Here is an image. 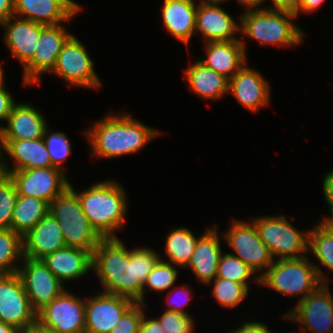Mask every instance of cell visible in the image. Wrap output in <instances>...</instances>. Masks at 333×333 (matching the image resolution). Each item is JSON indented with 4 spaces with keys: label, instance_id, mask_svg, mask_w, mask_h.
<instances>
[{
    "label": "cell",
    "instance_id": "8",
    "mask_svg": "<svg viewBox=\"0 0 333 333\" xmlns=\"http://www.w3.org/2000/svg\"><path fill=\"white\" fill-rule=\"evenodd\" d=\"M93 59L84 44L72 35L63 45L55 67L50 72L63 79L68 87L99 89L101 79L95 71Z\"/></svg>",
    "mask_w": 333,
    "mask_h": 333
},
{
    "label": "cell",
    "instance_id": "52",
    "mask_svg": "<svg viewBox=\"0 0 333 333\" xmlns=\"http://www.w3.org/2000/svg\"><path fill=\"white\" fill-rule=\"evenodd\" d=\"M0 333H18L11 325L0 321Z\"/></svg>",
    "mask_w": 333,
    "mask_h": 333
},
{
    "label": "cell",
    "instance_id": "36",
    "mask_svg": "<svg viewBox=\"0 0 333 333\" xmlns=\"http://www.w3.org/2000/svg\"><path fill=\"white\" fill-rule=\"evenodd\" d=\"M43 139L49 152L53 167L62 171L64 161L72 153V145L67 135L62 131H53L49 126L44 130Z\"/></svg>",
    "mask_w": 333,
    "mask_h": 333
},
{
    "label": "cell",
    "instance_id": "2",
    "mask_svg": "<svg viewBox=\"0 0 333 333\" xmlns=\"http://www.w3.org/2000/svg\"><path fill=\"white\" fill-rule=\"evenodd\" d=\"M84 135L95 158L112 159L134 154L160 135V130L134 119L127 112L107 113L96 120Z\"/></svg>",
    "mask_w": 333,
    "mask_h": 333
},
{
    "label": "cell",
    "instance_id": "37",
    "mask_svg": "<svg viewBox=\"0 0 333 333\" xmlns=\"http://www.w3.org/2000/svg\"><path fill=\"white\" fill-rule=\"evenodd\" d=\"M18 194L10 176L0 184V229H11Z\"/></svg>",
    "mask_w": 333,
    "mask_h": 333
},
{
    "label": "cell",
    "instance_id": "16",
    "mask_svg": "<svg viewBox=\"0 0 333 333\" xmlns=\"http://www.w3.org/2000/svg\"><path fill=\"white\" fill-rule=\"evenodd\" d=\"M134 303L129 298L103 291L85 298V333H110Z\"/></svg>",
    "mask_w": 333,
    "mask_h": 333
},
{
    "label": "cell",
    "instance_id": "27",
    "mask_svg": "<svg viewBox=\"0 0 333 333\" xmlns=\"http://www.w3.org/2000/svg\"><path fill=\"white\" fill-rule=\"evenodd\" d=\"M14 16L43 25H57L76 17L60 0H14Z\"/></svg>",
    "mask_w": 333,
    "mask_h": 333
},
{
    "label": "cell",
    "instance_id": "47",
    "mask_svg": "<svg viewBox=\"0 0 333 333\" xmlns=\"http://www.w3.org/2000/svg\"><path fill=\"white\" fill-rule=\"evenodd\" d=\"M14 16V0H0V23Z\"/></svg>",
    "mask_w": 333,
    "mask_h": 333
},
{
    "label": "cell",
    "instance_id": "34",
    "mask_svg": "<svg viewBox=\"0 0 333 333\" xmlns=\"http://www.w3.org/2000/svg\"><path fill=\"white\" fill-rule=\"evenodd\" d=\"M179 271L177 270V266L172 263L166 262L162 257L158 261V263L153 267L152 271L148 274L146 282L142 287V304H146L145 302V292L147 289L162 292L166 290H171L174 286L178 278ZM147 287V288H146Z\"/></svg>",
    "mask_w": 333,
    "mask_h": 333
},
{
    "label": "cell",
    "instance_id": "5",
    "mask_svg": "<svg viewBox=\"0 0 333 333\" xmlns=\"http://www.w3.org/2000/svg\"><path fill=\"white\" fill-rule=\"evenodd\" d=\"M327 275L319 265L309 260L308 255L296 259H280L275 260L260 276V285L289 297L299 296L298 302L321 284H329L330 277Z\"/></svg>",
    "mask_w": 333,
    "mask_h": 333
},
{
    "label": "cell",
    "instance_id": "49",
    "mask_svg": "<svg viewBox=\"0 0 333 333\" xmlns=\"http://www.w3.org/2000/svg\"><path fill=\"white\" fill-rule=\"evenodd\" d=\"M245 10L243 11H249V10H256V9H261L263 8L262 3L263 0H236ZM261 6V7H259Z\"/></svg>",
    "mask_w": 333,
    "mask_h": 333
},
{
    "label": "cell",
    "instance_id": "10",
    "mask_svg": "<svg viewBox=\"0 0 333 333\" xmlns=\"http://www.w3.org/2000/svg\"><path fill=\"white\" fill-rule=\"evenodd\" d=\"M283 318L299 323L300 329L310 333H333V296L328 284H321L315 291L287 311Z\"/></svg>",
    "mask_w": 333,
    "mask_h": 333
},
{
    "label": "cell",
    "instance_id": "50",
    "mask_svg": "<svg viewBox=\"0 0 333 333\" xmlns=\"http://www.w3.org/2000/svg\"><path fill=\"white\" fill-rule=\"evenodd\" d=\"M18 333H54L49 329L42 327L38 322L19 331Z\"/></svg>",
    "mask_w": 333,
    "mask_h": 333
},
{
    "label": "cell",
    "instance_id": "46",
    "mask_svg": "<svg viewBox=\"0 0 333 333\" xmlns=\"http://www.w3.org/2000/svg\"><path fill=\"white\" fill-rule=\"evenodd\" d=\"M267 0H263L266 3ZM272 5L270 6H263L264 9L267 10H282V11H288V12H294L297 6L298 0H271Z\"/></svg>",
    "mask_w": 333,
    "mask_h": 333
},
{
    "label": "cell",
    "instance_id": "9",
    "mask_svg": "<svg viewBox=\"0 0 333 333\" xmlns=\"http://www.w3.org/2000/svg\"><path fill=\"white\" fill-rule=\"evenodd\" d=\"M230 224L228 229L223 231L222 238L233 250L234 253L231 254L241 259L261 276L275 261L270 250L260 239L251 221H238L233 218ZM258 272L261 273L258 274Z\"/></svg>",
    "mask_w": 333,
    "mask_h": 333
},
{
    "label": "cell",
    "instance_id": "17",
    "mask_svg": "<svg viewBox=\"0 0 333 333\" xmlns=\"http://www.w3.org/2000/svg\"><path fill=\"white\" fill-rule=\"evenodd\" d=\"M200 32V33H199ZM195 33L201 34L206 42L240 40V22H236L220 4L197 1Z\"/></svg>",
    "mask_w": 333,
    "mask_h": 333
},
{
    "label": "cell",
    "instance_id": "20",
    "mask_svg": "<svg viewBox=\"0 0 333 333\" xmlns=\"http://www.w3.org/2000/svg\"><path fill=\"white\" fill-rule=\"evenodd\" d=\"M0 26L4 30L3 43L24 66L33 57L41 30L46 25L13 16L1 22Z\"/></svg>",
    "mask_w": 333,
    "mask_h": 333
},
{
    "label": "cell",
    "instance_id": "30",
    "mask_svg": "<svg viewBox=\"0 0 333 333\" xmlns=\"http://www.w3.org/2000/svg\"><path fill=\"white\" fill-rule=\"evenodd\" d=\"M198 238L189 228L172 229L165 239L166 262L184 269L192 258Z\"/></svg>",
    "mask_w": 333,
    "mask_h": 333
},
{
    "label": "cell",
    "instance_id": "43",
    "mask_svg": "<svg viewBox=\"0 0 333 333\" xmlns=\"http://www.w3.org/2000/svg\"><path fill=\"white\" fill-rule=\"evenodd\" d=\"M229 333H272L266 323L259 321H245L237 329L229 331ZM276 333V332H274Z\"/></svg>",
    "mask_w": 333,
    "mask_h": 333
},
{
    "label": "cell",
    "instance_id": "14",
    "mask_svg": "<svg viewBox=\"0 0 333 333\" xmlns=\"http://www.w3.org/2000/svg\"><path fill=\"white\" fill-rule=\"evenodd\" d=\"M0 321L18 332L37 322V313L17 273L0 274Z\"/></svg>",
    "mask_w": 333,
    "mask_h": 333
},
{
    "label": "cell",
    "instance_id": "42",
    "mask_svg": "<svg viewBox=\"0 0 333 333\" xmlns=\"http://www.w3.org/2000/svg\"><path fill=\"white\" fill-rule=\"evenodd\" d=\"M14 100L11 92L5 86L0 88V122H7L8 116L16 103Z\"/></svg>",
    "mask_w": 333,
    "mask_h": 333
},
{
    "label": "cell",
    "instance_id": "26",
    "mask_svg": "<svg viewBox=\"0 0 333 333\" xmlns=\"http://www.w3.org/2000/svg\"><path fill=\"white\" fill-rule=\"evenodd\" d=\"M198 0H164L161 16L167 33L182 41L187 49L195 32Z\"/></svg>",
    "mask_w": 333,
    "mask_h": 333
},
{
    "label": "cell",
    "instance_id": "19",
    "mask_svg": "<svg viewBox=\"0 0 333 333\" xmlns=\"http://www.w3.org/2000/svg\"><path fill=\"white\" fill-rule=\"evenodd\" d=\"M214 224L207 227L196 242L192 258L184 269L190 268L195 279L203 285H207L216 278L219 261L222 255L221 234ZM220 233V235H219ZM221 240V241H220Z\"/></svg>",
    "mask_w": 333,
    "mask_h": 333
},
{
    "label": "cell",
    "instance_id": "28",
    "mask_svg": "<svg viewBox=\"0 0 333 333\" xmlns=\"http://www.w3.org/2000/svg\"><path fill=\"white\" fill-rule=\"evenodd\" d=\"M188 88L204 100H219L228 93L229 79L196 61L183 71Z\"/></svg>",
    "mask_w": 333,
    "mask_h": 333
},
{
    "label": "cell",
    "instance_id": "21",
    "mask_svg": "<svg viewBox=\"0 0 333 333\" xmlns=\"http://www.w3.org/2000/svg\"><path fill=\"white\" fill-rule=\"evenodd\" d=\"M39 109L30 103H15L8 116L7 125H0V140H33L43 138L49 126Z\"/></svg>",
    "mask_w": 333,
    "mask_h": 333
},
{
    "label": "cell",
    "instance_id": "40",
    "mask_svg": "<svg viewBox=\"0 0 333 333\" xmlns=\"http://www.w3.org/2000/svg\"><path fill=\"white\" fill-rule=\"evenodd\" d=\"M172 287L171 291L166 296V304H167V311H174L177 313H181L183 315L189 314L185 311L184 306L189 303L193 296H191L193 292L190 291L191 287L187 286L185 283L181 285L179 288ZM174 290V291H173ZM180 292V293H179ZM175 294V295H174ZM179 295V296H178ZM174 299H173V297ZM179 298V299H176ZM178 300V301H177Z\"/></svg>",
    "mask_w": 333,
    "mask_h": 333
},
{
    "label": "cell",
    "instance_id": "35",
    "mask_svg": "<svg viewBox=\"0 0 333 333\" xmlns=\"http://www.w3.org/2000/svg\"><path fill=\"white\" fill-rule=\"evenodd\" d=\"M212 286V296L220 307L234 308L243 301L249 292V288L243 284L229 279L215 278L207 285Z\"/></svg>",
    "mask_w": 333,
    "mask_h": 333
},
{
    "label": "cell",
    "instance_id": "48",
    "mask_svg": "<svg viewBox=\"0 0 333 333\" xmlns=\"http://www.w3.org/2000/svg\"><path fill=\"white\" fill-rule=\"evenodd\" d=\"M7 156L5 157L4 150L0 145V184L9 177V172L7 169L8 162Z\"/></svg>",
    "mask_w": 333,
    "mask_h": 333
},
{
    "label": "cell",
    "instance_id": "38",
    "mask_svg": "<svg viewBox=\"0 0 333 333\" xmlns=\"http://www.w3.org/2000/svg\"><path fill=\"white\" fill-rule=\"evenodd\" d=\"M160 317H156L165 333H194L193 317L189 314H181L165 310Z\"/></svg>",
    "mask_w": 333,
    "mask_h": 333
},
{
    "label": "cell",
    "instance_id": "25",
    "mask_svg": "<svg viewBox=\"0 0 333 333\" xmlns=\"http://www.w3.org/2000/svg\"><path fill=\"white\" fill-rule=\"evenodd\" d=\"M4 154L13 160L8 172L51 167V159L43 138L33 140H0Z\"/></svg>",
    "mask_w": 333,
    "mask_h": 333
},
{
    "label": "cell",
    "instance_id": "11",
    "mask_svg": "<svg viewBox=\"0 0 333 333\" xmlns=\"http://www.w3.org/2000/svg\"><path fill=\"white\" fill-rule=\"evenodd\" d=\"M17 274L23 284L32 309L38 313L66 289L42 260L23 257Z\"/></svg>",
    "mask_w": 333,
    "mask_h": 333
},
{
    "label": "cell",
    "instance_id": "41",
    "mask_svg": "<svg viewBox=\"0 0 333 333\" xmlns=\"http://www.w3.org/2000/svg\"><path fill=\"white\" fill-rule=\"evenodd\" d=\"M322 191L324 194V200L328 204L330 216H325V218L321 219L323 222H328L333 217V170H330L323 177L322 182Z\"/></svg>",
    "mask_w": 333,
    "mask_h": 333
},
{
    "label": "cell",
    "instance_id": "6",
    "mask_svg": "<svg viewBox=\"0 0 333 333\" xmlns=\"http://www.w3.org/2000/svg\"><path fill=\"white\" fill-rule=\"evenodd\" d=\"M49 212L59 223L66 246L87 250L93 254L102 238L84 214L71 182L69 187L49 204Z\"/></svg>",
    "mask_w": 333,
    "mask_h": 333
},
{
    "label": "cell",
    "instance_id": "22",
    "mask_svg": "<svg viewBox=\"0 0 333 333\" xmlns=\"http://www.w3.org/2000/svg\"><path fill=\"white\" fill-rule=\"evenodd\" d=\"M23 257L41 260L66 246L57 220L48 212L22 237Z\"/></svg>",
    "mask_w": 333,
    "mask_h": 333
},
{
    "label": "cell",
    "instance_id": "31",
    "mask_svg": "<svg viewBox=\"0 0 333 333\" xmlns=\"http://www.w3.org/2000/svg\"><path fill=\"white\" fill-rule=\"evenodd\" d=\"M308 253H312L321 266L333 271V227L328 222L319 221L310 229Z\"/></svg>",
    "mask_w": 333,
    "mask_h": 333
},
{
    "label": "cell",
    "instance_id": "39",
    "mask_svg": "<svg viewBox=\"0 0 333 333\" xmlns=\"http://www.w3.org/2000/svg\"><path fill=\"white\" fill-rule=\"evenodd\" d=\"M147 304L134 303L119 319L110 333H138Z\"/></svg>",
    "mask_w": 333,
    "mask_h": 333
},
{
    "label": "cell",
    "instance_id": "7",
    "mask_svg": "<svg viewBox=\"0 0 333 333\" xmlns=\"http://www.w3.org/2000/svg\"><path fill=\"white\" fill-rule=\"evenodd\" d=\"M251 222L275 260L296 259L309 255V229L304 232L297 229L281 214L254 217Z\"/></svg>",
    "mask_w": 333,
    "mask_h": 333
},
{
    "label": "cell",
    "instance_id": "33",
    "mask_svg": "<svg viewBox=\"0 0 333 333\" xmlns=\"http://www.w3.org/2000/svg\"><path fill=\"white\" fill-rule=\"evenodd\" d=\"M245 262L231 253L223 252L219 261L217 269V278L229 279L233 282L243 284L250 288L249 284L252 282L260 285V276L256 275ZM253 276V277H251Z\"/></svg>",
    "mask_w": 333,
    "mask_h": 333
},
{
    "label": "cell",
    "instance_id": "55",
    "mask_svg": "<svg viewBox=\"0 0 333 333\" xmlns=\"http://www.w3.org/2000/svg\"><path fill=\"white\" fill-rule=\"evenodd\" d=\"M328 223L333 227V217L328 221Z\"/></svg>",
    "mask_w": 333,
    "mask_h": 333
},
{
    "label": "cell",
    "instance_id": "44",
    "mask_svg": "<svg viewBox=\"0 0 333 333\" xmlns=\"http://www.w3.org/2000/svg\"><path fill=\"white\" fill-rule=\"evenodd\" d=\"M326 0H298L297 6L294 11L297 19L300 15V12L305 14H311L316 12L321 6L325 3Z\"/></svg>",
    "mask_w": 333,
    "mask_h": 333
},
{
    "label": "cell",
    "instance_id": "54",
    "mask_svg": "<svg viewBox=\"0 0 333 333\" xmlns=\"http://www.w3.org/2000/svg\"><path fill=\"white\" fill-rule=\"evenodd\" d=\"M202 1H205V2H208V3L222 4V3L228 2L230 0H202Z\"/></svg>",
    "mask_w": 333,
    "mask_h": 333
},
{
    "label": "cell",
    "instance_id": "15",
    "mask_svg": "<svg viewBox=\"0 0 333 333\" xmlns=\"http://www.w3.org/2000/svg\"><path fill=\"white\" fill-rule=\"evenodd\" d=\"M9 176L18 195L40 198L48 204L70 185L65 172L53 166L11 171Z\"/></svg>",
    "mask_w": 333,
    "mask_h": 333
},
{
    "label": "cell",
    "instance_id": "13",
    "mask_svg": "<svg viewBox=\"0 0 333 333\" xmlns=\"http://www.w3.org/2000/svg\"><path fill=\"white\" fill-rule=\"evenodd\" d=\"M64 26V24L46 25L41 30L36 51L23 66L22 81L24 86L40 84L42 82L41 76L51 72L55 67L63 45L73 35Z\"/></svg>",
    "mask_w": 333,
    "mask_h": 333
},
{
    "label": "cell",
    "instance_id": "1",
    "mask_svg": "<svg viewBox=\"0 0 333 333\" xmlns=\"http://www.w3.org/2000/svg\"><path fill=\"white\" fill-rule=\"evenodd\" d=\"M154 249H128L120 238L102 239L92 254L94 270L103 292L142 303V287L148 274L161 259Z\"/></svg>",
    "mask_w": 333,
    "mask_h": 333
},
{
    "label": "cell",
    "instance_id": "24",
    "mask_svg": "<svg viewBox=\"0 0 333 333\" xmlns=\"http://www.w3.org/2000/svg\"><path fill=\"white\" fill-rule=\"evenodd\" d=\"M41 260L63 284L84 277L92 269V254L69 246L58 249Z\"/></svg>",
    "mask_w": 333,
    "mask_h": 333
},
{
    "label": "cell",
    "instance_id": "45",
    "mask_svg": "<svg viewBox=\"0 0 333 333\" xmlns=\"http://www.w3.org/2000/svg\"><path fill=\"white\" fill-rule=\"evenodd\" d=\"M146 316L144 312L138 333H165L156 318H148Z\"/></svg>",
    "mask_w": 333,
    "mask_h": 333
},
{
    "label": "cell",
    "instance_id": "18",
    "mask_svg": "<svg viewBox=\"0 0 333 333\" xmlns=\"http://www.w3.org/2000/svg\"><path fill=\"white\" fill-rule=\"evenodd\" d=\"M270 84L264 76L254 68L246 66L229 79L228 93H231L241 106L253 113L268 106L270 101Z\"/></svg>",
    "mask_w": 333,
    "mask_h": 333
},
{
    "label": "cell",
    "instance_id": "29",
    "mask_svg": "<svg viewBox=\"0 0 333 333\" xmlns=\"http://www.w3.org/2000/svg\"><path fill=\"white\" fill-rule=\"evenodd\" d=\"M49 204L31 196L18 195L12 215L11 229L25 236L47 213Z\"/></svg>",
    "mask_w": 333,
    "mask_h": 333
},
{
    "label": "cell",
    "instance_id": "51",
    "mask_svg": "<svg viewBox=\"0 0 333 333\" xmlns=\"http://www.w3.org/2000/svg\"><path fill=\"white\" fill-rule=\"evenodd\" d=\"M75 16L81 11L82 6H80L74 0H60Z\"/></svg>",
    "mask_w": 333,
    "mask_h": 333
},
{
    "label": "cell",
    "instance_id": "12",
    "mask_svg": "<svg viewBox=\"0 0 333 333\" xmlns=\"http://www.w3.org/2000/svg\"><path fill=\"white\" fill-rule=\"evenodd\" d=\"M37 322L54 333H85V298L66 289L37 313Z\"/></svg>",
    "mask_w": 333,
    "mask_h": 333
},
{
    "label": "cell",
    "instance_id": "53",
    "mask_svg": "<svg viewBox=\"0 0 333 333\" xmlns=\"http://www.w3.org/2000/svg\"><path fill=\"white\" fill-rule=\"evenodd\" d=\"M2 62L0 61V88H3L5 86V71L4 68L2 67Z\"/></svg>",
    "mask_w": 333,
    "mask_h": 333
},
{
    "label": "cell",
    "instance_id": "32",
    "mask_svg": "<svg viewBox=\"0 0 333 333\" xmlns=\"http://www.w3.org/2000/svg\"><path fill=\"white\" fill-rule=\"evenodd\" d=\"M22 260V237L12 229H0V274L17 273Z\"/></svg>",
    "mask_w": 333,
    "mask_h": 333
},
{
    "label": "cell",
    "instance_id": "4",
    "mask_svg": "<svg viewBox=\"0 0 333 333\" xmlns=\"http://www.w3.org/2000/svg\"><path fill=\"white\" fill-rule=\"evenodd\" d=\"M294 12L264 8L244 11L239 16L240 36L257 41L260 46H291L302 43L305 33L294 20Z\"/></svg>",
    "mask_w": 333,
    "mask_h": 333
},
{
    "label": "cell",
    "instance_id": "23",
    "mask_svg": "<svg viewBox=\"0 0 333 333\" xmlns=\"http://www.w3.org/2000/svg\"><path fill=\"white\" fill-rule=\"evenodd\" d=\"M246 43L243 39L233 41L206 42L205 57L199 60L216 73L232 78L247 63Z\"/></svg>",
    "mask_w": 333,
    "mask_h": 333
},
{
    "label": "cell",
    "instance_id": "3",
    "mask_svg": "<svg viewBox=\"0 0 333 333\" xmlns=\"http://www.w3.org/2000/svg\"><path fill=\"white\" fill-rule=\"evenodd\" d=\"M125 188L114 180L92 184L82 191H75L82 209L93 229L102 239L118 238L127 217V195Z\"/></svg>",
    "mask_w": 333,
    "mask_h": 333
}]
</instances>
